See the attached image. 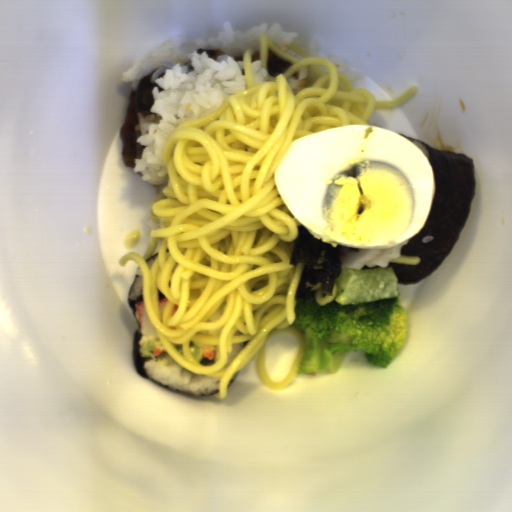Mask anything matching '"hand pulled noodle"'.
Returning <instances> with one entry per match:
<instances>
[{"mask_svg":"<svg viewBox=\"0 0 512 512\" xmlns=\"http://www.w3.org/2000/svg\"><path fill=\"white\" fill-rule=\"evenodd\" d=\"M321 283H318L317 285H315V290H316V293H315V301L317 304H319L320 306H324L326 305L327 303H329L330 301H332L333 299H335L336 295H337V292H338V288H337V284L336 282L334 283V286H333V294L332 295H329L327 297H322V294L319 290V287H320Z\"/></svg>","mask_w":512,"mask_h":512,"instance_id":"obj_2","label":"hand pulled noodle"},{"mask_svg":"<svg viewBox=\"0 0 512 512\" xmlns=\"http://www.w3.org/2000/svg\"><path fill=\"white\" fill-rule=\"evenodd\" d=\"M260 68L268 69L270 51L292 64L255 83L253 47L242 53L246 87L214 110L184 120L165 140L161 160L167 186L151 200V230L143 255L127 252L122 267L135 261L141 272L144 310L175 363L193 374L220 376L214 398L228 397L235 374L256 355L258 380L283 391L299 375L306 349L295 319V292L303 263L289 264L292 241L301 224L280 196L275 172L291 144L302 136L352 124H368L375 109L405 103L418 87L391 100H376L366 88L325 57H312L298 43L282 51L269 34L258 37ZM322 75L293 95L286 79L303 66ZM148 269L145 261L163 239ZM157 289L169 299L162 322ZM178 305L171 316L172 305ZM289 331L300 343L287 374L274 383L265 365L266 342ZM195 345L219 346L218 362L196 360ZM250 341L228 365L233 343ZM183 344V355L173 344Z\"/></svg>","mask_w":512,"mask_h":512,"instance_id":"obj_1","label":"hand pulled noodle"}]
</instances>
